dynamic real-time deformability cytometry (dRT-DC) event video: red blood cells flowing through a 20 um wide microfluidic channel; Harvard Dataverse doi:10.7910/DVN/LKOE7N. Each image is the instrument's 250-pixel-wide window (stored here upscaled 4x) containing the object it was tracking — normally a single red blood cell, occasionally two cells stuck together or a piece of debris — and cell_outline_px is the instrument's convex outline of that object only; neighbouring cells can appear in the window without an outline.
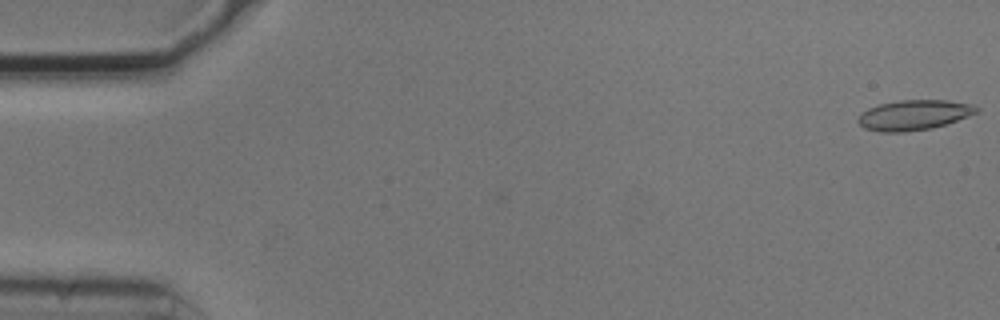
{"species": "common noctule bat (a hibernating species)", "species_latin": "Nyctalus noctula", "temperature_condition": "cold", "stored_images_in_passage": 54, "camera_frame_rate_fps": 3000, "um_per_image_px": 0.085, "animal": {"sex": "male", "body_mass_g": 20.5, "forearm_length_mm": 52.5}, "frame": {"image": 1, "passage_image": 1, "time_ms": 0.0, "image_size_px": [1000, 320], "cell_outline_px": [[980, 112], [932, 128], [904, 132], [880, 132], [864, 128], [856, 120], [860, 112], [868, 108], [880, 104], [900, 100], [948, 100], [972, 104], [980, 108]], "centroid_in_image_um": [77.67, 9.77], "position_along_channel_um": 7.3, "area_um2": 20.87}}
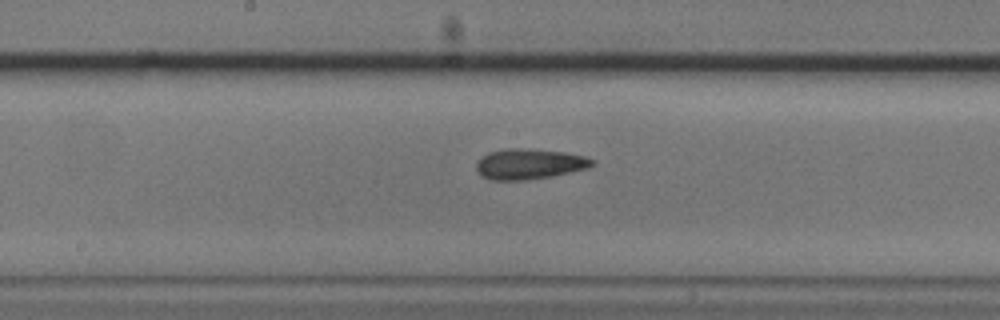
{"frame": {"image": 2, "passage_image": 28, "time_ms": 9.0, "image_size_px": [1000, 320], "cell_outline_px": [[596, 164], [588, 168], [552, 176], [524, 180], [492, 180], [480, 176], [476, 168], [476, 164], [488, 152], [508, 148], [520, 148], [564, 152], [584, 156], [596, 160]], "centroid_in_image_um": [45.01, 13.94], "position_along_channel_um": 203.2, "area_um2": 20.52}}
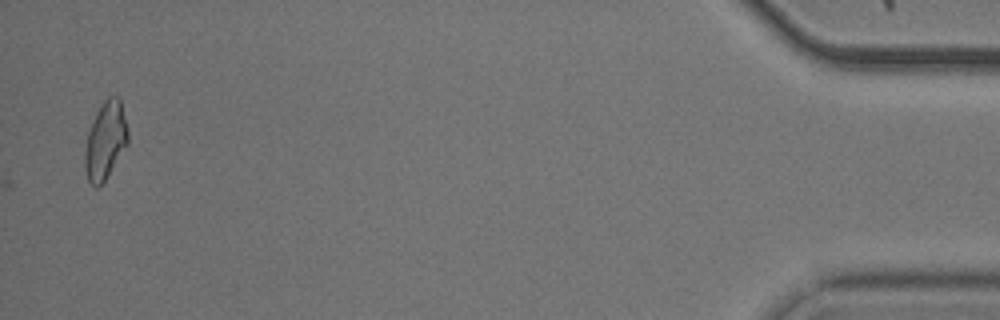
{"frame": {"image": 3, "passage_image": 53, "time_ms": 17.333, "image_size_px": [1000, 320], "cell_outline_px": [[128, 144], [104, 180], [96, 188], [88, 180], [84, 168], [84, 152], [88, 132], [96, 112], [104, 100], [108, 96], [116, 96], [120, 100], [128, 128]], "centroid_in_image_um": [8.95, 11.93], "position_along_channel_um": 426.2, "area_um2": 19.31}, "authors_computed_cell_mechanics": {"area_um2": 19.9988, "velocity_mm_per_s": 3.7388, "shape_relaxation_time_tau1_ms": null, "shape_relaxation_time_tau2_ms": 3.4058, "deformation_change_tau1": null, "deformation_change_tau2": 0.1101}}